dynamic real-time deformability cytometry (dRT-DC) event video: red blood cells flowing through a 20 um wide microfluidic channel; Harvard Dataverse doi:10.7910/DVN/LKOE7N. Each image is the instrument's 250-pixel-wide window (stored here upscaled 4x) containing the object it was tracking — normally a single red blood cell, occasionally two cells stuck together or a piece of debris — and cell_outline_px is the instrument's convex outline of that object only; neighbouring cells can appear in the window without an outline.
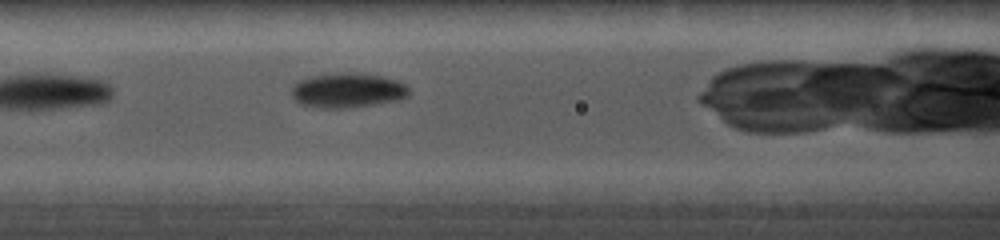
{"species": "common noctule bat (a hibernating species)", "species_latin": "Nyctalus noctula", "temperature_condition": "cold", "stored_images_in_passage": 18, "camera_frame_rate_fps": 5000, "um_per_image_px": 0.085, "animal": {"sex": "female", "body_mass_g": 19.0, "forearm_length_mm": 56.7}, "frame": {"image": 1, "passage_image": 10, "time_ms": 1.6, "image_size_px": [1000, 240], "cell_outline_px": [[408, 92], [404, 96], [392, 100], [368, 104], [336, 108], [324, 108], [300, 104], [292, 96], [292, 84], [296, 80], [308, 76], [340, 72], [348, 72], [384, 76], [396, 80], [404, 84], [408, 88]], "centroid_in_image_um": [29.42, 7.64], "position_along_channel_um": 137.2, "area_um2": 23.29}}